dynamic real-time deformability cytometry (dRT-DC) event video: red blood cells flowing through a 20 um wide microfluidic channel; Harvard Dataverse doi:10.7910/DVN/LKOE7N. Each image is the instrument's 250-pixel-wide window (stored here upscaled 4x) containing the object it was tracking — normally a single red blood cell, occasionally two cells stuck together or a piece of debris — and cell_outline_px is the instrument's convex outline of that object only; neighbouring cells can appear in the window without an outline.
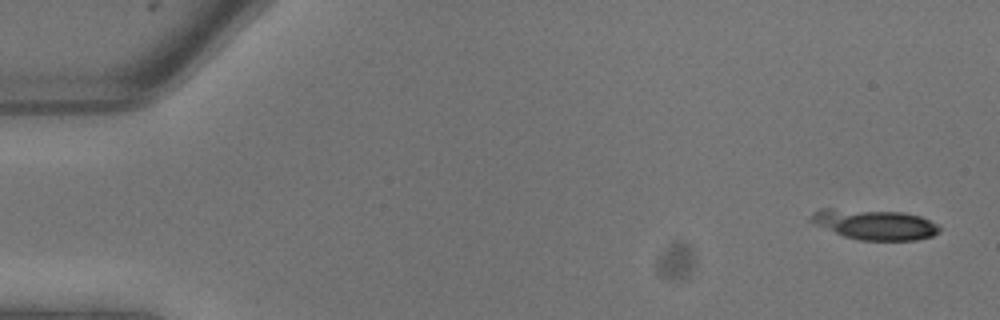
{"species": "common noctule bat (a hibernating species)", "species_latin": "Nyctalus noctula", "temperature_condition": "warm", "stored_images_in_passage": 10, "camera_frame_rate_fps": 3000, "um_per_image_px": 0.085, "animal": {"sex": "male", "body_mass_g": 13.3}, "frame": {"image": 1, "passage_image": 1, "time_ms": 0.0, "image_size_px": [1000, 320], "cell_outline_px": [[940, 228], [932, 236], [916, 240], [860, 240], [844, 236], [816, 224], [808, 220], [812, 212], [820, 208], [832, 208], [904, 212], [920, 216], [936, 224]], "centroid_in_image_um": [74.3, 19.06], "position_along_channel_um": 10.7, "area_um2": 22.54}}